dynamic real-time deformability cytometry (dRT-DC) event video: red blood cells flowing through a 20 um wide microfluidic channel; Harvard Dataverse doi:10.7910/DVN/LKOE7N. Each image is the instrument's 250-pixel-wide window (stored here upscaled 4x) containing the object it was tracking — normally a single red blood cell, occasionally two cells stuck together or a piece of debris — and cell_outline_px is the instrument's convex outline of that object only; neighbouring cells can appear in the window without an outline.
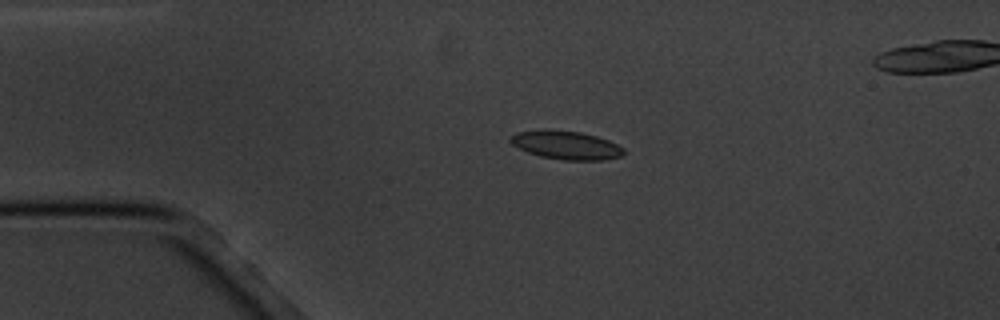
{"species": "common noctule bat (a hibernating species)", "species_latin": "Nyctalus noctula", "temperature_condition": "cold", "stored_images_in_passage": 5, "camera_frame_rate_fps": 3000, "um_per_image_px": 0.085, "animal": {"sex": "male", "body_mass_g": 20.1, "forearm_length_mm": 53.5}, "frame": {"image": 1, "passage_image": 3, "time_ms": 2.667, "image_size_px": [1000, 320], "cell_outline_px": [[624, 152], [620, 156], [604, 160], [564, 160], [540, 156], [528, 152], [512, 144], [508, 140], [516, 132], [544, 128], [548, 128], [580, 132], [596, 136], [608, 140], [624, 148]], "centroid_in_image_um": [48.09, 12.31], "position_along_channel_um": 36.9, "area_um2": 18.9}}